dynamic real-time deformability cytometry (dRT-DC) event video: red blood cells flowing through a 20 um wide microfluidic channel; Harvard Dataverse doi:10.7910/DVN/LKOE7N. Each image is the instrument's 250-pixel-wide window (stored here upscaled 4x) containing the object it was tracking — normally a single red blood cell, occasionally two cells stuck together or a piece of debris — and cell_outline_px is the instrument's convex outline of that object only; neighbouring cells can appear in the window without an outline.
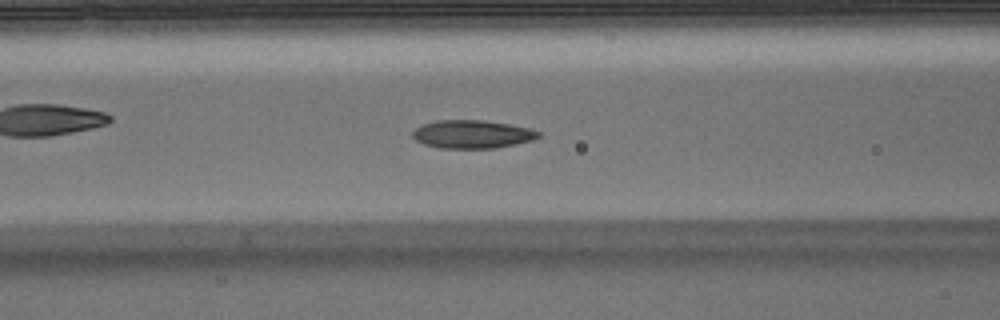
{"species": "Egyptian fruit bat (a non-hibernating species)", "species_latin": "Rousettus aegyptiacus", "temperature_condition": "warm", "stored_images_in_passage": 49, "camera_frame_rate_fps": 3000, "um_per_image_px": 0.085, "animal": {"sex": "male"}, "frame": {"image": 1, "passage_image": 19, "time_ms": 6.0, "image_size_px": [1000, 320], "cell_outline_px": [[540, 136], [532, 140], [516, 144], [496, 148], [440, 148], [424, 144], [416, 140], [412, 136], [412, 132], [416, 128], [424, 124], [436, 120], [484, 120], [508, 124], [528, 128], [540, 132]], "centroid_in_image_um": [40.13, 11.41], "position_along_channel_um": 126.5, "area_um2": 20.58}}
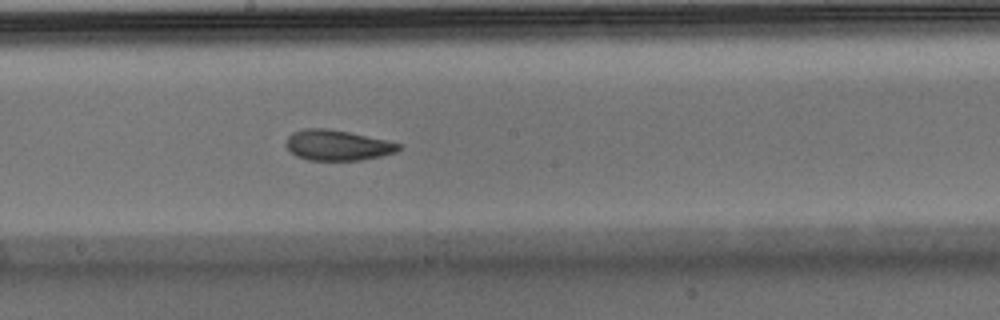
{"frame": {"image": 2, "passage_image": 26, "time_ms": 8.333, "image_size_px": [1000, 320], "cell_outline_px": [[400, 148], [396, 152], [380, 156], [360, 160], [308, 160], [296, 156], [288, 148], [288, 136], [292, 132], [304, 128], [328, 128], [388, 140], [400, 144]], "centroid_in_image_um": [28.69, 12.34], "position_along_channel_um": 219.5, "area_um2": 19.83}}
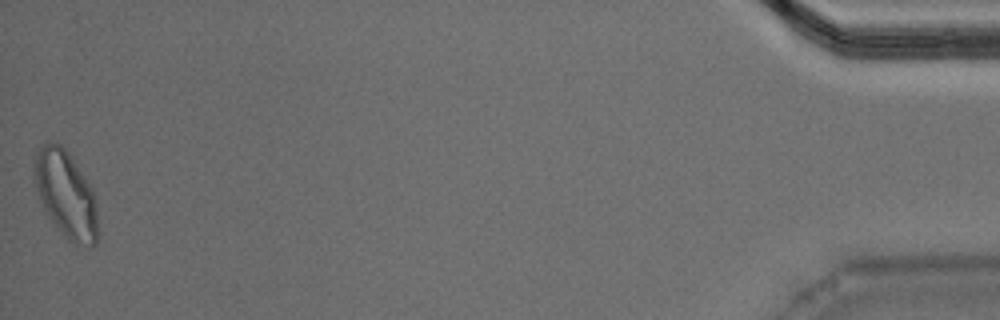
{"frame": {"image": 3, "passage_image": 49, "time_ms": 16.0, "image_size_px": [1000, 320], "cell_outline_px": [[96, 244], [72, 244], [64, 236], [52, 220], [44, 208], [40, 200], [32, 180], [32, 160], [36, 152], [44, 140], [48, 140], [60, 144], [68, 152], [92, 188], [96, 200]], "centroid_in_image_um": [5.52, 16.43], "position_along_channel_um": 429.7, "area_um2": 32.25}, "authors_computed_cell_mechanics": {"area_um2": 20.5768, "velocity_mm_per_s": 3.9785, "shape_relaxation_time_tau1_ms": null, "shape_relaxation_time_tau2_ms": 1.6533, "deformation_change_tau1": null, "deformation_change_tau2": 0.081}}